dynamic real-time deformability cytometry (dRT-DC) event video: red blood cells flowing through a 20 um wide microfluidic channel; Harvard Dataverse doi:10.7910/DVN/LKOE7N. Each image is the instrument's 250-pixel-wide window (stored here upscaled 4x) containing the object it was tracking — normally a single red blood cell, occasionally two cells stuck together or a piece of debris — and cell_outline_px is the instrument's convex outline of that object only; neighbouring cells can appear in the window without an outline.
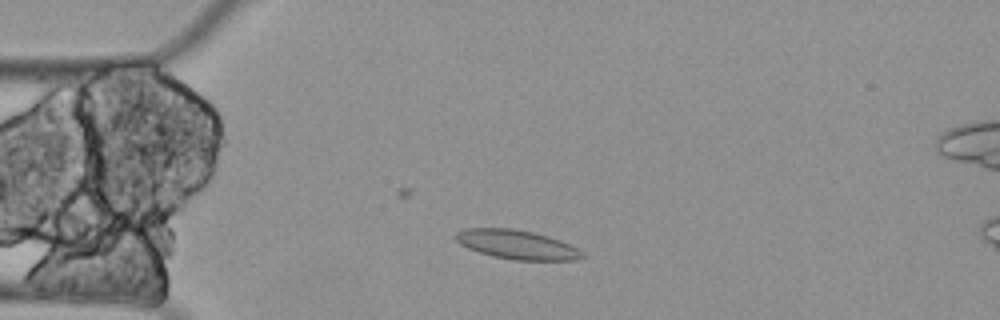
{"species": "Egyptian fruit bat (a non-hibernating species)", "species_latin": "Rousettus aegyptiacus", "temperature_condition": "cold", "stored_images_in_passage": 5, "camera_frame_rate_fps": 3000, "um_per_image_px": 0.085, "animal": {"sex": "female"}, "frame": {"image": 1, "passage_image": 3, "time_ms": 0.667, "image_size_px": [1000, 320], "cell_outline_px": [[584, 256], [576, 260], [516, 260], [492, 256], [468, 248], [460, 244], [456, 240], [456, 232], [464, 228], [512, 228], [532, 232], [548, 236], [560, 240], [584, 252]], "centroid_in_image_um": [43.92, 20.79], "position_along_channel_um": 41.1, "area_um2": 21.33}}